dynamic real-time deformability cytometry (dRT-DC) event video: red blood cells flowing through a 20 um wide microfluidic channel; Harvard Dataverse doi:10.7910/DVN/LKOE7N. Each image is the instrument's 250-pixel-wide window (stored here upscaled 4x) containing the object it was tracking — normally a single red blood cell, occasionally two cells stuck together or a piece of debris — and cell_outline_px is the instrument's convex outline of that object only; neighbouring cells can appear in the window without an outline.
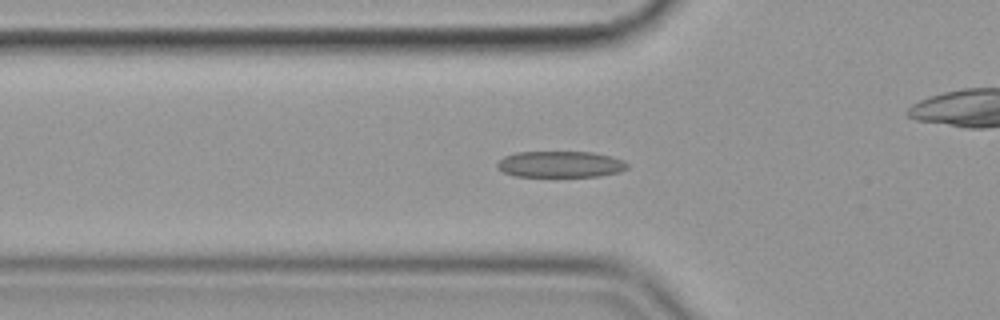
{"species": "common noctule bat (a hibernating species)", "species_latin": "Nyctalus noctula", "temperature_condition": "cold", "stored_images_in_passage": 57, "camera_frame_rate_fps": 3000, "um_per_image_px": 0.085, "animal": {"sex": "female", "body_mass_g": 19.9}, "frame": {"image": 1, "passage_image": 19, "time_ms": 6.0, "image_size_px": [1000, 320], "cell_outline_px": [[628, 168], [620, 172], [600, 176], [512, 176], [496, 168], [496, 164], [504, 156], [516, 152], [592, 152], [624, 160], [628, 164]], "centroid_in_image_um": [47.62, 13.96], "position_along_channel_um": 78.2, "area_um2": 19.94}}
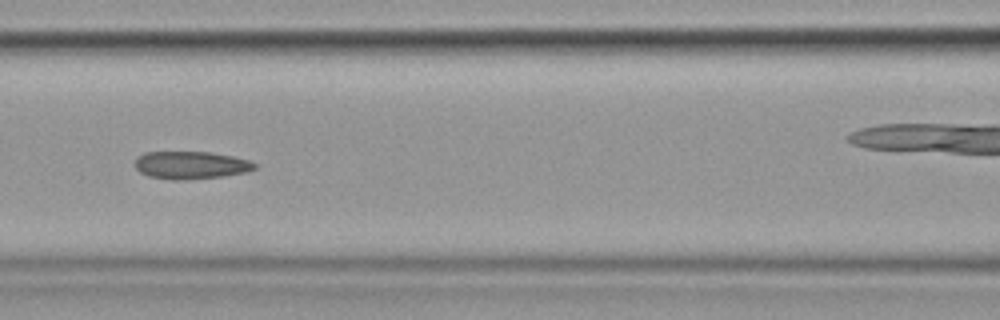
{"frame": {"image": 2, "passage_image": 25, "time_ms": 8.0, "image_size_px": [1000, 320], "cell_outline_px": [[256, 168], [248, 172], [224, 176], [188, 180], [172, 180], [148, 176], [140, 172], [136, 168], [136, 156], [144, 152], [208, 152], [232, 156], [248, 160], [256, 164]], "centroid_in_image_um": [16.21, 14.04], "position_along_channel_um": 150.4, "area_um2": 19.42}}
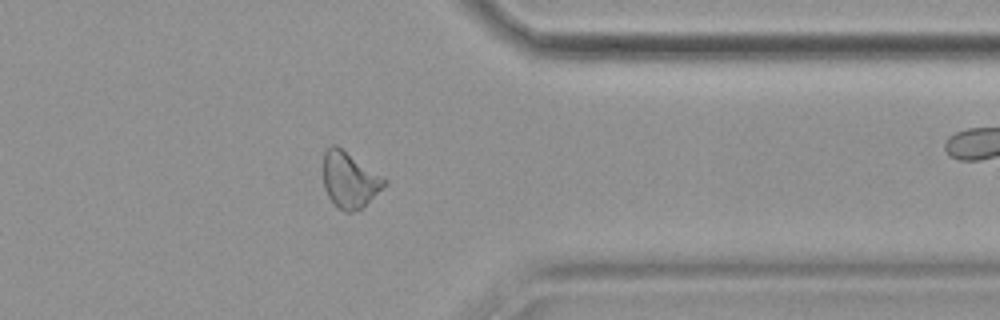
{"frame": {"image": 3, "passage_image": 45, "time_ms": 14.667, "image_size_px": [1000, 320], "cell_outline_px": [[388, 184], [360, 208], [352, 212], [344, 212], [332, 204], [324, 188], [324, 152], [332, 144], [336, 144], [388, 180]], "centroid_in_image_um": [29.71, 15.3], "position_along_channel_um": 381.7, "area_um2": 19.83}, "authors_computed_cell_mechanics": {"area_um2": 20.2878, "velocity_mm_per_s": 3.5871, "shape_relaxation_time_tau1_ms": 11.1847, "shape_relaxation_time_tau2_ms": 3.7056, "deformation_change_tau1": 0.2255, "deformation_change_tau2": 0.1153}}